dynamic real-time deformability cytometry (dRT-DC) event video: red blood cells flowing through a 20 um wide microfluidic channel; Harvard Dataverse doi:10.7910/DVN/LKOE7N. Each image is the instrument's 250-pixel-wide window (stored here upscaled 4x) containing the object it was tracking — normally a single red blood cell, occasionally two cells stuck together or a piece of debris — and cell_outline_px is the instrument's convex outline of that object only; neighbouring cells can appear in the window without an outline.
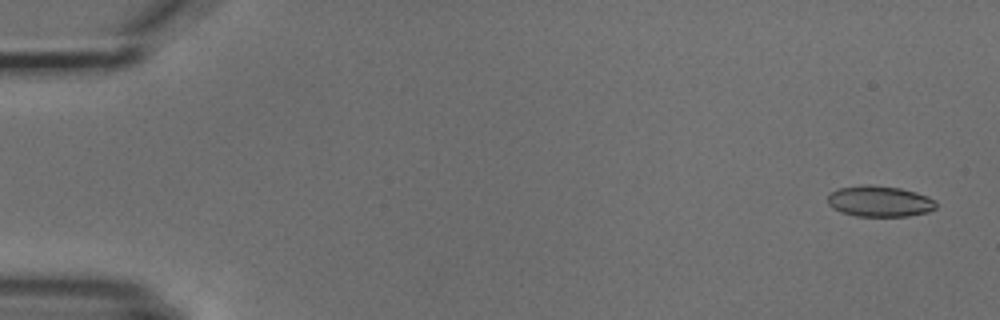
{"species": "common noctule bat (a hibernating species)", "species_latin": "Nyctalus noctula", "temperature_condition": "cold", "stored_images_in_passage": 5, "camera_frame_rate_fps": 3000, "um_per_image_px": 0.085, "animal": {"sex": "male", "body_mass_g": 18.8}, "frame": {"image": 1, "passage_image": 1, "time_ms": 0.0, "image_size_px": [1000, 320], "cell_outline_px": [[936, 208], [928, 212], [908, 216], [856, 216], [840, 212], [832, 208], [828, 204], [828, 196], [832, 192], [840, 188], [860, 184], [868, 184], [900, 188], [916, 192], [928, 196], [936, 200]], "centroid_in_image_um": [74.77, 17.11], "position_along_channel_um": 10.2, "area_um2": 19.71}}
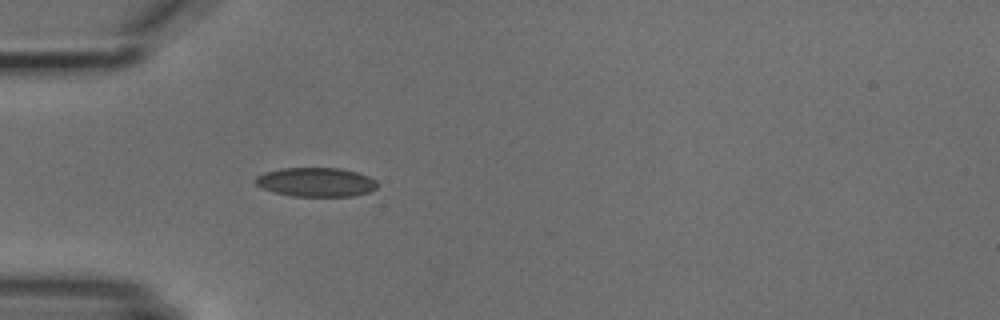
{"frame": {"image": 2, "passage_image": 5, "time_ms": 4.667, "image_size_px": [1000, 320], "cell_outline_px": [[376, 188], [368, 192], [352, 196], [292, 196], [272, 192], [260, 188], [252, 180], [256, 176], [264, 172], [280, 168], [340, 168], [356, 172], [368, 176], [376, 180]], "centroid_in_image_um": [26.79, 15.48], "position_along_channel_um": 58.2, "area_um2": 20.81}}